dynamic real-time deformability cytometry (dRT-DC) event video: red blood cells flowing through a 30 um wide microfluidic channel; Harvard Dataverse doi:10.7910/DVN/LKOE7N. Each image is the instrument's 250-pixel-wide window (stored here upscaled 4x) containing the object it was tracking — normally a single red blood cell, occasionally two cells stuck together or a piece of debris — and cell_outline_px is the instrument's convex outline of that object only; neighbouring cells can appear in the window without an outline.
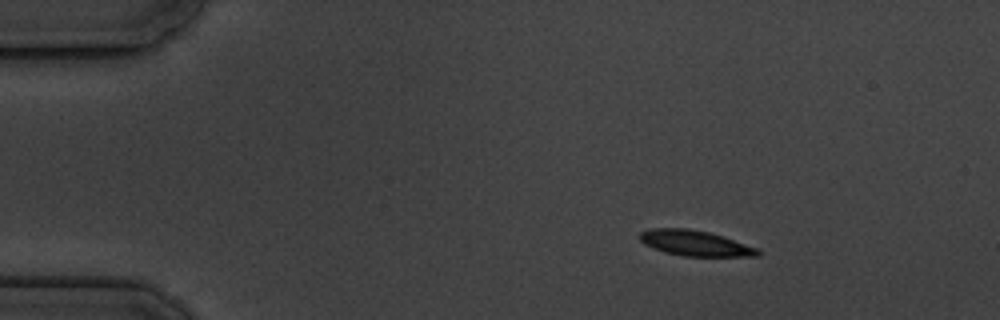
{"species": "common noctule bat (a hibernating species)", "species_latin": "Nyctalus noctula", "temperature_condition": "cold", "stored_images_in_passage": 7, "camera_frame_rate_fps": 3000, "um_per_image_px": 0.085, "animal": {"sex": "male", "body_mass_g": 19.5, "forearm_length_mm": 54.6}, "frame": {"image": 1, "passage_image": 1, "time_ms": 0.0, "image_size_px": [1000, 320], "cell_outline_px": [[760, 256], [684, 256], [664, 252], [652, 248], [644, 244], [640, 240], [640, 232], [648, 228], [688, 228], [708, 232], [724, 236], [760, 248]], "centroid_in_image_um": [59.1, 20.66], "position_along_channel_um": 25.9, "area_um2": 17.74}}
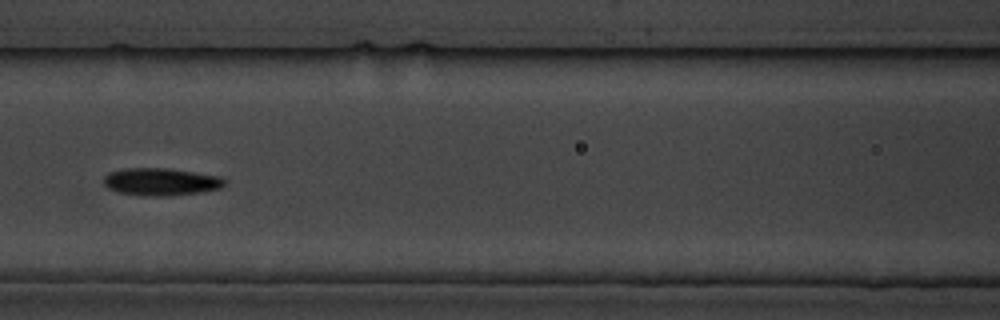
{"frame": {"image": 2, "passage_image": 6, "time_ms": 5.667, "image_size_px": [1000, 320], "cell_outline_px": [[228, 180], [220, 188], [200, 192], [168, 196], [144, 196], [116, 192], [108, 188], [104, 184], [104, 176], [108, 172], [124, 168], [168, 168], [196, 172], [220, 176]], "centroid_in_image_um": [13.67, 15.45], "position_along_channel_um": 152.9, "area_um2": 19.59}}
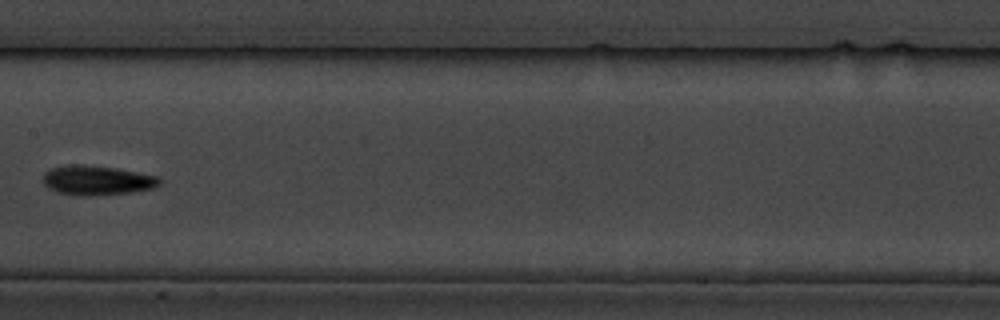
{"frame": {"image": 3, "passage_image": 7, "time_ms": 7.0, "image_size_px": [1000, 320], "cell_outline_px": [[164, 180], [160, 184], [152, 188], [132, 192], [96, 196], [80, 196], [56, 192], [48, 188], [44, 184], [44, 172], [52, 168], [68, 164], [84, 164], [116, 168], [160, 176]], "centroid_in_image_um": [8.27, 15.33], "position_along_channel_um": 199.1, "area_um2": 20.4}}